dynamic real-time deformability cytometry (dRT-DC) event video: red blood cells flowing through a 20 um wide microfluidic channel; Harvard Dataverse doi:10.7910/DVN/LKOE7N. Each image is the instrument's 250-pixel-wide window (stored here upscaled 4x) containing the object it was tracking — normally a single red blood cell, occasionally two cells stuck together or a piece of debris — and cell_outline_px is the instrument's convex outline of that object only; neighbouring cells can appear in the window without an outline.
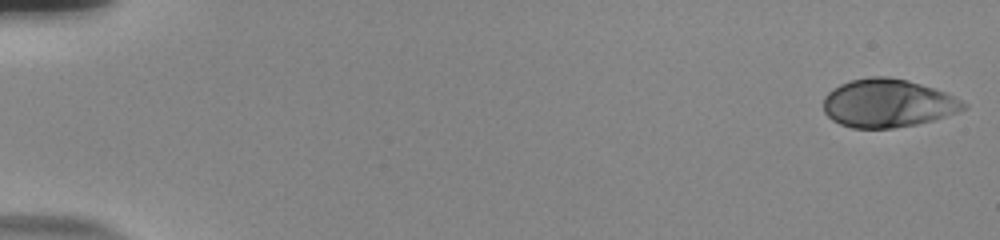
{"species": "human", "species_latin": "Homo sapiens", "temperature_condition": "room temperature", "stored_images_in_passage": 55, "camera_frame_rate_fps": 3000, "um_per_image_px": 0.085, "donor": {"sex": "male"}, "frame": {"image": 1, "passage_image": 1, "time_ms": 0.0, "image_size_px": [1000, 240], "cell_outline_px": [[968, 108], [932, 120], [916, 124], [892, 128], [852, 128], [840, 124], [832, 120], [824, 112], [824, 96], [828, 92], [840, 84], [852, 80], [872, 76], [888, 76], [908, 80], [944, 92], [968, 104]], "centroid_in_image_um": [75.43, 8.77], "position_along_channel_um": 9.6, "area_um2": 39.13}}
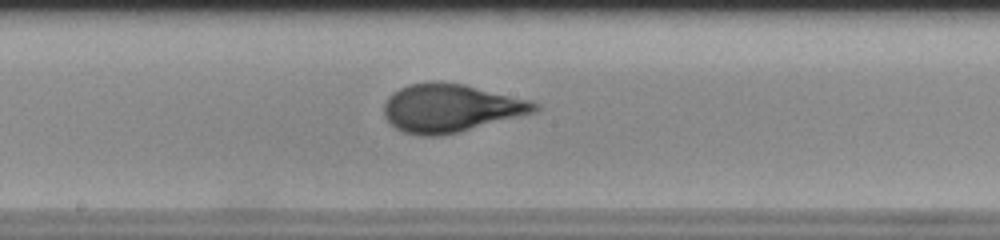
{"frame": {"image": 2, "passage_image": 31, "time_ms": 10.0, "image_size_px": [1000, 240], "cell_outline_px": [[540, 108], [536, 112], [440, 136], [420, 136], [404, 132], [396, 128], [384, 116], [384, 104], [388, 96], [392, 92], [408, 84], [436, 80], [464, 84], [532, 100], [540, 104]], "centroid_in_image_um": [38.3, 9.16], "position_along_channel_um": 209.9, "area_um2": 42.37}}
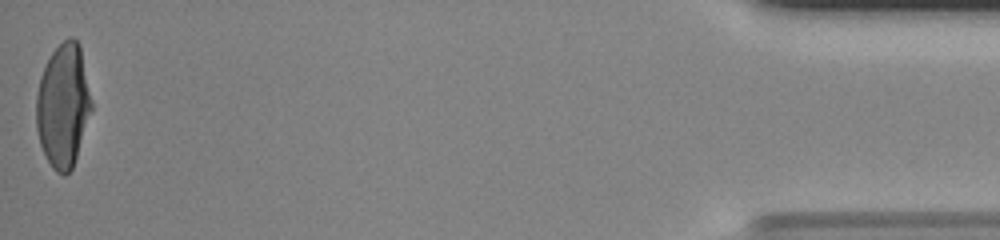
{"frame": {"image": 3, "passage_image": 55, "time_ms": 18.0, "image_size_px": [1000, 240], "cell_outline_px": [[92, 108], [72, 168], [64, 176], [56, 172], [52, 168], [40, 144], [36, 128], [36, 96], [40, 76], [52, 52], [68, 36], [72, 36], [80, 44], [92, 104]], "centroid_in_image_um": [5.35, 8.96], "position_along_channel_um": 429.8, "area_um2": 39.42}, "authors_computed_cell_mechanics": {"area_um2": 40.5756, "velocity_mm_per_s": 3.7853, "shape_relaxation_time_tau1_ms": 5.8675, "shape_relaxation_time_tau2_ms": null, "deformation_change_tau1": 0.2457, "deformation_change_tau2": null}}